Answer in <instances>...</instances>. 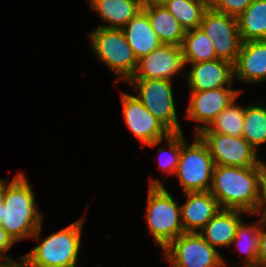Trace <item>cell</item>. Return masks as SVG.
I'll list each match as a JSON object with an SVG mask.
<instances>
[{"label": "cell", "instance_id": "cell-1", "mask_svg": "<svg viewBox=\"0 0 266 267\" xmlns=\"http://www.w3.org/2000/svg\"><path fill=\"white\" fill-rule=\"evenodd\" d=\"M35 200L23 173H17L11 182L0 178V225L14 242L39 241L43 217Z\"/></svg>", "mask_w": 266, "mask_h": 267}, {"label": "cell", "instance_id": "cell-2", "mask_svg": "<svg viewBox=\"0 0 266 267\" xmlns=\"http://www.w3.org/2000/svg\"><path fill=\"white\" fill-rule=\"evenodd\" d=\"M209 192L222 209L256 214L259 203V165L251 167L215 165Z\"/></svg>", "mask_w": 266, "mask_h": 267}, {"label": "cell", "instance_id": "cell-3", "mask_svg": "<svg viewBox=\"0 0 266 267\" xmlns=\"http://www.w3.org/2000/svg\"><path fill=\"white\" fill-rule=\"evenodd\" d=\"M147 199L146 221L149 234L162 248L184 233L181 207L160 180L150 179Z\"/></svg>", "mask_w": 266, "mask_h": 267}, {"label": "cell", "instance_id": "cell-4", "mask_svg": "<svg viewBox=\"0 0 266 267\" xmlns=\"http://www.w3.org/2000/svg\"><path fill=\"white\" fill-rule=\"evenodd\" d=\"M84 217L46 237L25 254L29 267H76L81 246Z\"/></svg>", "mask_w": 266, "mask_h": 267}, {"label": "cell", "instance_id": "cell-5", "mask_svg": "<svg viewBox=\"0 0 266 267\" xmlns=\"http://www.w3.org/2000/svg\"><path fill=\"white\" fill-rule=\"evenodd\" d=\"M181 132V152L175 175L186 192L209 191L212 183L214 161L207 145L196 134L191 145Z\"/></svg>", "mask_w": 266, "mask_h": 267}, {"label": "cell", "instance_id": "cell-6", "mask_svg": "<svg viewBox=\"0 0 266 267\" xmlns=\"http://www.w3.org/2000/svg\"><path fill=\"white\" fill-rule=\"evenodd\" d=\"M94 53L115 72L117 80L128 81L134 75L138 59L134 55L122 29L97 27L89 33Z\"/></svg>", "mask_w": 266, "mask_h": 267}, {"label": "cell", "instance_id": "cell-7", "mask_svg": "<svg viewBox=\"0 0 266 267\" xmlns=\"http://www.w3.org/2000/svg\"><path fill=\"white\" fill-rule=\"evenodd\" d=\"M173 267H227L226 260L199 233L184 232L163 249Z\"/></svg>", "mask_w": 266, "mask_h": 267}, {"label": "cell", "instance_id": "cell-8", "mask_svg": "<svg viewBox=\"0 0 266 267\" xmlns=\"http://www.w3.org/2000/svg\"><path fill=\"white\" fill-rule=\"evenodd\" d=\"M138 90L139 101L171 132H182L177 119L172 81L167 79H129Z\"/></svg>", "mask_w": 266, "mask_h": 267}, {"label": "cell", "instance_id": "cell-9", "mask_svg": "<svg viewBox=\"0 0 266 267\" xmlns=\"http://www.w3.org/2000/svg\"><path fill=\"white\" fill-rule=\"evenodd\" d=\"M200 28L214 43L216 57L234 64L242 45L237 18L215 11L209 6Z\"/></svg>", "mask_w": 266, "mask_h": 267}, {"label": "cell", "instance_id": "cell-10", "mask_svg": "<svg viewBox=\"0 0 266 267\" xmlns=\"http://www.w3.org/2000/svg\"><path fill=\"white\" fill-rule=\"evenodd\" d=\"M123 116L127 127L143 146L156 147L171 131L140 101L128 93H121Z\"/></svg>", "mask_w": 266, "mask_h": 267}, {"label": "cell", "instance_id": "cell-11", "mask_svg": "<svg viewBox=\"0 0 266 267\" xmlns=\"http://www.w3.org/2000/svg\"><path fill=\"white\" fill-rule=\"evenodd\" d=\"M207 145L215 165L231 167L257 166L256 150L243 138L224 134H197Z\"/></svg>", "mask_w": 266, "mask_h": 267}, {"label": "cell", "instance_id": "cell-12", "mask_svg": "<svg viewBox=\"0 0 266 267\" xmlns=\"http://www.w3.org/2000/svg\"><path fill=\"white\" fill-rule=\"evenodd\" d=\"M185 67L181 46L162 44L138 59L136 71L130 79H167L172 81Z\"/></svg>", "mask_w": 266, "mask_h": 267}, {"label": "cell", "instance_id": "cell-13", "mask_svg": "<svg viewBox=\"0 0 266 267\" xmlns=\"http://www.w3.org/2000/svg\"><path fill=\"white\" fill-rule=\"evenodd\" d=\"M239 92L231 87L191 91L186 117L201 123H197L195 132L199 133L206 128L224 108L237 99Z\"/></svg>", "mask_w": 266, "mask_h": 267}, {"label": "cell", "instance_id": "cell-14", "mask_svg": "<svg viewBox=\"0 0 266 267\" xmlns=\"http://www.w3.org/2000/svg\"><path fill=\"white\" fill-rule=\"evenodd\" d=\"M191 69L187 81L190 91H208L220 87H232L234 70L233 64L215 59L198 63H190Z\"/></svg>", "mask_w": 266, "mask_h": 267}, {"label": "cell", "instance_id": "cell-15", "mask_svg": "<svg viewBox=\"0 0 266 267\" xmlns=\"http://www.w3.org/2000/svg\"><path fill=\"white\" fill-rule=\"evenodd\" d=\"M234 77L240 82L257 83L266 80V40L242 42L233 64Z\"/></svg>", "mask_w": 266, "mask_h": 267}, {"label": "cell", "instance_id": "cell-16", "mask_svg": "<svg viewBox=\"0 0 266 267\" xmlns=\"http://www.w3.org/2000/svg\"><path fill=\"white\" fill-rule=\"evenodd\" d=\"M187 201L181 204V222L184 232L198 233L221 209L209 192H186Z\"/></svg>", "mask_w": 266, "mask_h": 267}, {"label": "cell", "instance_id": "cell-17", "mask_svg": "<svg viewBox=\"0 0 266 267\" xmlns=\"http://www.w3.org/2000/svg\"><path fill=\"white\" fill-rule=\"evenodd\" d=\"M142 9L162 44L182 45L186 31L161 2L144 3Z\"/></svg>", "mask_w": 266, "mask_h": 267}, {"label": "cell", "instance_id": "cell-18", "mask_svg": "<svg viewBox=\"0 0 266 267\" xmlns=\"http://www.w3.org/2000/svg\"><path fill=\"white\" fill-rule=\"evenodd\" d=\"M122 30L137 59L148 55L162 45L143 9Z\"/></svg>", "mask_w": 266, "mask_h": 267}, {"label": "cell", "instance_id": "cell-19", "mask_svg": "<svg viewBox=\"0 0 266 267\" xmlns=\"http://www.w3.org/2000/svg\"><path fill=\"white\" fill-rule=\"evenodd\" d=\"M143 0H90V7L108 25L97 27L122 29L143 8Z\"/></svg>", "mask_w": 266, "mask_h": 267}, {"label": "cell", "instance_id": "cell-20", "mask_svg": "<svg viewBox=\"0 0 266 267\" xmlns=\"http://www.w3.org/2000/svg\"><path fill=\"white\" fill-rule=\"evenodd\" d=\"M241 210L220 209L219 212L198 232L212 247L231 246L235 237Z\"/></svg>", "mask_w": 266, "mask_h": 267}, {"label": "cell", "instance_id": "cell-21", "mask_svg": "<svg viewBox=\"0 0 266 267\" xmlns=\"http://www.w3.org/2000/svg\"><path fill=\"white\" fill-rule=\"evenodd\" d=\"M236 18L242 42L266 40V0H253Z\"/></svg>", "mask_w": 266, "mask_h": 267}, {"label": "cell", "instance_id": "cell-22", "mask_svg": "<svg viewBox=\"0 0 266 267\" xmlns=\"http://www.w3.org/2000/svg\"><path fill=\"white\" fill-rule=\"evenodd\" d=\"M161 3L189 31L200 27L209 0H162Z\"/></svg>", "mask_w": 266, "mask_h": 267}, {"label": "cell", "instance_id": "cell-23", "mask_svg": "<svg viewBox=\"0 0 266 267\" xmlns=\"http://www.w3.org/2000/svg\"><path fill=\"white\" fill-rule=\"evenodd\" d=\"M224 108L209 125L196 134H224L243 137L244 108L235 103Z\"/></svg>", "mask_w": 266, "mask_h": 267}, {"label": "cell", "instance_id": "cell-24", "mask_svg": "<svg viewBox=\"0 0 266 267\" xmlns=\"http://www.w3.org/2000/svg\"><path fill=\"white\" fill-rule=\"evenodd\" d=\"M213 45L214 43L200 27L186 31L181 45L185 65L218 59Z\"/></svg>", "mask_w": 266, "mask_h": 267}, {"label": "cell", "instance_id": "cell-25", "mask_svg": "<svg viewBox=\"0 0 266 267\" xmlns=\"http://www.w3.org/2000/svg\"><path fill=\"white\" fill-rule=\"evenodd\" d=\"M261 229V217L254 225H246L241 220L238 224L232 244L237 245L240 253L246 254L244 266H259V234Z\"/></svg>", "mask_w": 266, "mask_h": 267}, {"label": "cell", "instance_id": "cell-26", "mask_svg": "<svg viewBox=\"0 0 266 267\" xmlns=\"http://www.w3.org/2000/svg\"><path fill=\"white\" fill-rule=\"evenodd\" d=\"M243 138L256 151L266 143V107L259 104L244 107Z\"/></svg>", "mask_w": 266, "mask_h": 267}, {"label": "cell", "instance_id": "cell-27", "mask_svg": "<svg viewBox=\"0 0 266 267\" xmlns=\"http://www.w3.org/2000/svg\"><path fill=\"white\" fill-rule=\"evenodd\" d=\"M165 139L168 141L167 146L169 148L168 150H170V153H166L167 155L162 157L160 154H163L164 149H158L160 153L159 157H162L159 158V167L171 175L176 173L178 167V161L181 152V132H171L168 136H166Z\"/></svg>", "mask_w": 266, "mask_h": 267}, {"label": "cell", "instance_id": "cell-28", "mask_svg": "<svg viewBox=\"0 0 266 267\" xmlns=\"http://www.w3.org/2000/svg\"><path fill=\"white\" fill-rule=\"evenodd\" d=\"M253 0H209V5L215 11L238 17Z\"/></svg>", "mask_w": 266, "mask_h": 267}, {"label": "cell", "instance_id": "cell-29", "mask_svg": "<svg viewBox=\"0 0 266 267\" xmlns=\"http://www.w3.org/2000/svg\"><path fill=\"white\" fill-rule=\"evenodd\" d=\"M260 212V216L266 218V164L263 161L259 163V203L256 214Z\"/></svg>", "mask_w": 266, "mask_h": 267}, {"label": "cell", "instance_id": "cell-30", "mask_svg": "<svg viewBox=\"0 0 266 267\" xmlns=\"http://www.w3.org/2000/svg\"><path fill=\"white\" fill-rule=\"evenodd\" d=\"M15 242L13 239L7 234V232L0 225V263H13L17 262L11 259L6 252L12 247Z\"/></svg>", "mask_w": 266, "mask_h": 267}, {"label": "cell", "instance_id": "cell-31", "mask_svg": "<svg viewBox=\"0 0 266 267\" xmlns=\"http://www.w3.org/2000/svg\"><path fill=\"white\" fill-rule=\"evenodd\" d=\"M259 266L266 267V218L261 217V229L259 234Z\"/></svg>", "mask_w": 266, "mask_h": 267}, {"label": "cell", "instance_id": "cell-32", "mask_svg": "<svg viewBox=\"0 0 266 267\" xmlns=\"http://www.w3.org/2000/svg\"><path fill=\"white\" fill-rule=\"evenodd\" d=\"M21 259L19 262H13V263H0V267H29L26 262L23 260V257L19 258Z\"/></svg>", "mask_w": 266, "mask_h": 267}, {"label": "cell", "instance_id": "cell-33", "mask_svg": "<svg viewBox=\"0 0 266 267\" xmlns=\"http://www.w3.org/2000/svg\"><path fill=\"white\" fill-rule=\"evenodd\" d=\"M162 0H143L144 3L161 2Z\"/></svg>", "mask_w": 266, "mask_h": 267}, {"label": "cell", "instance_id": "cell-34", "mask_svg": "<svg viewBox=\"0 0 266 267\" xmlns=\"http://www.w3.org/2000/svg\"><path fill=\"white\" fill-rule=\"evenodd\" d=\"M242 267H263V266H242Z\"/></svg>", "mask_w": 266, "mask_h": 267}]
</instances>
